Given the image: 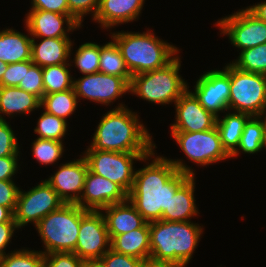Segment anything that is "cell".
<instances>
[{
  "label": "cell",
  "mask_w": 266,
  "mask_h": 267,
  "mask_svg": "<svg viewBox=\"0 0 266 267\" xmlns=\"http://www.w3.org/2000/svg\"><path fill=\"white\" fill-rule=\"evenodd\" d=\"M19 190L20 187L16 186L14 181H0V205L14 213Z\"/></svg>",
  "instance_id": "41"
},
{
  "label": "cell",
  "mask_w": 266,
  "mask_h": 267,
  "mask_svg": "<svg viewBox=\"0 0 266 267\" xmlns=\"http://www.w3.org/2000/svg\"><path fill=\"white\" fill-rule=\"evenodd\" d=\"M263 149H266V133H265V138H264V143H263Z\"/></svg>",
  "instance_id": "51"
},
{
  "label": "cell",
  "mask_w": 266,
  "mask_h": 267,
  "mask_svg": "<svg viewBox=\"0 0 266 267\" xmlns=\"http://www.w3.org/2000/svg\"><path fill=\"white\" fill-rule=\"evenodd\" d=\"M32 38L31 61L42 68L46 66L71 64L69 59L73 41L70 38Z\"/></svg>",
  "instance_id": "21"
},
{
  "label": "cell",
  "mask_w": 266,
  "mask_h": 267,
  "mask_svg": "<svg viewBox=\"0 0 266 267\" xmlns=\"http://www.w3.org/2000/svg\"><path fill=\"white\" fill-rule=\"evenodd\" d=\"M195 176H191L175 193L171 196L169 207L162 213L161 220L169 222L191 221V217H196L199 210L195 203Z\"/></svg>",
  "instance_id": "22"
},
{
  "label": "cell",
  "mask_w": 266,
  "mask_h": 267,
  "mask_svg": "<svg viewBox=\"0 0 266 267\" xmlns=\"http://www.w3.org/2000/svg\"><path fill=\"white\" fill-rule=\"evenodd\" d=\"M64 201L58 193L44 180L29 191L19 190L14 220L18 228L28 223L34 226L46 215L59 209Z\"/></svg>",
  "instance_id": "9"
},
{
  "label": "cell",
  "mask_w": 266,
  "mask_h": 267,
  "mask_svg": "<svg viewBox=\"0 0 266 267\" xmlns=\"http://www.w3.org/2000/svg\"><path fill=\"white\" fill-rule=\"evenodd\" d=\"M24 76V62L7 65L0 86H18Z\"/></svg>",
  "instance_id": "42"
},
{
  "label": "cell",
  "mask_w": 266,
  "mask_h": 267,
  "mask_svg": "<svg viewBox=\"0 0 266 267\" xmlns=\"http://www.w3.org/2000/svg\"><path fill=\"white\" fill-rule=\"evenodd\" d=\"M24 21L32 38H70L69 33L83 26L73 15L39 9L29 10Z\"/></svg>",
  "instance_id": "16"
},
{
  "label": "cell",
  "mask_w": 266,
  "mask_h": 267,
  "mask_svg": "<svg viewBox=\"0 0 266 267\" xmlns=\"http://www.w3.org/2000/svg\"><path fill=\"white\" fill-rule=\"evenodd\" d=\"M18 87L41 100L45 95L42 67L35 65L31 60L24 61V76Z\"/></svg>",
  "instance_id": "36"
},
{
  "label": "cell",
  "mask_w": 266,
  "mask_h": 267,
  "mask_svg": "<svg viewBox=\"0 0 266 267\" xmlns=\"http://www.w3.org/2000/svg\"><path fill=\"white\" fill-rule=\"evenodd\" d=\"M68 121L55 115L43 112L38 121L34 133L38 134L37 138L49 139L63 142V137L67 133Z\"/></svg>",
  "instance_id": "32"
},
{
  "label": "cell",
  "mask_w": 266,
  "mask_h": 267,
  "mask_svg": "<svg viewBox=\"0 0 266 267\" xmlns=\"http://www.w3.org/2000/svg\"><path fill=\"white\" fill-rule=\"evenodd\" d=\"M0 267H44V254L29 248L14 250L0 259Z\"/></svg>",
  "instance_id": "35"
},
{
  "label": "cell",
  "mask_w": 266,
  "mask_h": 267,
  "mask_svg": "<svg viewBox=\"0 0 266 267\" xmlns=\"http://www.w3.org/2000/svg\"><path fill=\"white\" fill-rule=\"evenodd\" d=\"M100 0H68L69 12L82 24L87 14L95 18L99 9Z\"/></svg>",
  "instance_id": "40"
},
{
  "label": "cell",
  "mask_w": 266,
  "mask_h": 267,
  "mask_svg": "<svg viewBox=\"0 0 266 267\" xmlns=\"http://www.w3.org/2000/svg\"><path fill=\"white\" fill-rule=\"evenodd\" d=\"M138 118L137 112L119 103L104 114L86 150L151 153L156 144Z\"/></svg>",
  "instance_id": "2"
},
{
  "label": "cell",
  "mask_w": 266,
  "mask_h": 267,
  "mask_svg": "<svg viewBox=\"0 0 266 267\" xmlns=\"http://www.w3.org/2000/svg\"><path fill=\"white\" fill-rule=\"evenodd\" d=\"M181 58L176 56L166 66L132 76L130 94L151 103L166 105L174 103L189 88L179 70Z\"/></svg>",
  "instance_id": "6"
},
{
  "label": "cell",
  "mask_w": 266,
  "mask_h": 267,
  "mask_svg": "<svg viewBox=\"0 0 266 267\" xmlns=\"http://www.w3.org/2000/svg\"><path fill=\"white\" fill-rule=\"evenodd\" d=\"M73 88L78 100L88 99L106 106L123 94L130 93V84L124 78L101 72L86 74L78 79L74 77Z\"/></svg>",
  "instance_id": "13"
},
{
  "label": "cell",
  "mask_w": 266,
  "mask_h": 267,
  "mask_svg": "<svg viewBox=\"0 0 266 267\" xmlns=\"http://www.w3.org/2000/svg\"><path fill=\"white\" fill-rule=\"evenodd\" d=\"M7 65H8L7 63H4L3 61L0 60V82L2 80L4 72L6 71Z\"/></svg>",
  "instance_id": "50"
},
{
  "label": "cell",
  "mask_w": 266,
  "mask_h": 267,
  "mask_svg": "<svg viewBox=\"0 0 266 267\" xmlns=\"http://www.w3.org/2000/svg\"><path fill=\"white\" fill-rule=\"evenodd\" d=\"M83 261L73 252H52L44 255V267H81Z\"/></svg>",
  "instance_id": "39"
},
{
  "label": "cell",
  "mask_w": 266,
  "mask_h": 267,
  "mask_svg": "<svg viewBox=\"0 0 266 267\" xmlns=\"http://www.w3.org/2000/svg\"><path fill=\"white\" fill-rule=\"evenodd\" d=\"M32 8L59 14L72 15L69 12L68 0H31Z\"/></svg>",
  "instance_id": "43"
},
{
  "label": "cell",
  "mask_w": 266,
  "mask_h": 267,
  "mask_svg": "<svg viewBox=\"0 0 266 267\" xmlns=\"http://www.w3.org/2000/svg\"><path fill=\"white\" fill-rule=\"evenodd\" d=\"M188 160L202 166L231 158L223 148L216 127L200 132H171Z\"/></svg>",
  "instance_id": "10"
},
{
  "label": "cell",
  "mask_w": 266,
  "mask_h": 267,
  "mask_svg": "<svg viewBox=\"0 0 266 267\" xmlns=\"http://www.w3.org/2000/svg\"><path fill=\"white\" fill-rule=\"evenodd\" d=\"M175 122L171 132H200L216 127L217 116L207 111L189 88L175 102Z\"/></svg>",
  "instance_id": "15"
},
{
  "label": "cell",
  "mask_w": 266,
  "mask_h": 267,
  "mask_svg": "<svg viewBox=\"0 0 266 267\" xmlns=\"http://www.w3.org/2000/svg\"><path fill=\"white\" fill-rule=\"evenodd\" d=\"M41 100L18 86H0V120L4 115L28 114L40 107ZM3 114V117H2Z\"/></svg>",
  "instance_id": "23"
},
{
  "label": "cell",
  "mask_w": 266,
  "mask_h": 267,
  "mask_svg": "<svg viewBox=\"0 0 266 267\" xmlns=\"http://www.w3.org/2000/svg\"><path fill=\"white\" fill-rule=\"evenodd\" d=\"M78 97L74 88L57 93L46 94L42 97L40 107L45 112L63 118L67 121L78 106Z\"/></svg>",
  "instance_id": "29"
},
{
  "label": "cell",
  "mask_w": 266,
  "mask_h": 267,
  "mask_svg": "<svg viewBox=\"0 0 266 267\" xmlns=\"http://www.w3.org/2000/svg\"><path fill=\"white\" fill-rule=\"evenodd\" d=\"M99 261L104 267H142L145 260L115 252L110 248Z\"/></svg>",
  "instance_id": "38"
},
{
  "label": "cell",
  "mask_w": 266,
  "mask_h": 267,
  "mask_svg": "<svg viewBox=\"0 0 266 267\" xmlns=\"http://www.w3.org/2000/svg\"><path fill=\"white\" fill-rule=\"evenodd\" d=\"M142 267H177L169 263L154 262L151 260H146L143 262Z\"/></svg>",
  "instance_id": "48"
},
{
  "label": "cell",
  "mask_w": 266,
  "mask_h": 267,
  "mask_svg": "<svg viewBox=\"0 0 266 267\" xmlns=\"http://www.w3.org/2000/svg\"><path fill=\"white\" fill-rule=\"evenodd\" d=\"M110 34L132 76L166 66L180 51L173 44L156 37L149 29L142 33L116 31Z\"/></svg>",
  "instance_id": "4"
},
{
  "label": "cell",
  "mask_w": 266,
  "mask_h": 267,
  "mask_svg": "<svg viewBox=\"0 0 266 267\" xmlns=\"http://www.w3.org/2000/svg\"><path fill=\"white\" fill-rule=\"evenodd\" d=\"M11 125L6 120H0V158L5 156H20V148Z\"/></svg>",
  "instance_id": "37"
},
{
  "label": "cell",
  "mask_w": 266,
  "mask_h": 267,
  "mask_svg": "<svg viewBox=\"0 0 266 267\" xmlns=\"http://www.w3.org/2000/svg\"><path fill=\"white\" fill-rule=\"evenodd\" d=\"M228 109L250 116L266 115V75L240 70L230 62Z\"/></svg>",
  "instance_id": "7"
},
{
  "label": "cell",
  "mask_w": 266,
  "mask_h": 267,
  "mask_svg": "<svg viewBox=\"0 0 266 267\" xmlns=\"http://www.w3.org/2000/svg\"><path fill=\"white\" fill-rule=\"evenodd\" d=\"M145 0H100L94 22L103 29L136 21L141 16Z\"/></svg>",
  "instance_id": "19"
},
{
  "label": "cell",
  "mask_w": 266,
  "mask_h": 267,
  "mask_svg": "<svg viewBox=\"0 0 266 267\" xmlns=\"http://www.w3.org/2000/svg\"><path fill=\"white\" fill-rule=\"evenodd\" d=\"M88 164L84 156L60 164L54 175L45 181L58 193L64 203H77L83 193Z\"/></svg>",
  "instance_id": "18"
},
{
  "label": "cell",
  "mask_w": 266,
  "mask_h": 267,
  "mask_svg": "<svg viewBox=\"0 0 266 267\" xmlns=\"http://www.w3.org/2000/svg\"><path fill=\"white\" fill-rule=\"evenodd\" d=\"M74 55L73 61L69 62L74 63L83 75L99 72L100 44L85 42L79 46Z\"/></svg>",
  "instance_id": "33"
},
{
  "label": "cell",
  "mask_w": 266,
  "mask_h": 267,
  "mask_svg": "<svg viewBox=\"0 0 266 267\" xmlns=\"http://www.w3.org/2000/svg\"><path fill=\"white\" fill-rule=\"evenodd\" d=\"M232 64L243 71L266 75V43L240 51Z\"/></svg>",
  "instance_id": "31"
},
{
  "label": "cell",
  "mask_w": 266,
  "mask_h": 267,
  "mask_svg": "<svg viewBox=\"0 0 266 267\" xmlns=\"http://www.w3.org/2000/svg\"><path fill=\"white\" fill-rule=\"evenodd\" d=\"M202 233L203 226L191 221L149 222V260L186 267L197 249Z\"/></svg>",
  "instance_id": "3"
},
{
  "label": "cell",
  "mask_w": 266,
  "mask_h": 267,
  "mask_svg": "<svg viewBox=\"0 0 266 267\" xmlns=\"http://www.w3.org/2000/svg\"><path fill=\"white\" fill-rule=\"evenodd\" d=\"M253 14H255L260 20L266 22V1L257 3L253 6L247 7Z\"/></svg>",
  "instance_id": "46"
},
{
  "label": "cell",
  "mask_w": 266,
  "mask_h": 267,
  "mask_svg": "<svg viewBox=\"0 0 266 267\" xmlns=\"http://www.w3.org/2000/svg\"><path fill=\"white\" fill-rule=\"evenodd\" d=\"M69 66L72 64H59L42 68L45 95L73 88L74 77L70 73Z\"/></svg>",
  "instance_id": "30"
},
{
  "label": "cell",
  "mask_w": 266,
  "mask_h": 267,
  "mask_svg": "<svg viewBox=\"0 0 266 267\" xmlns=\"http://www.w3.org/2000/svg\"><path fill=\"white\" fill-rule=\"evenodd\" d=\"M16 229H19L16 222L0 223V259L6 255V247L12 241Z\"/></svg>",
  "instance_id": "45"
},
{
  "label": "cell",
  "mask_w": 266,
  "mask_h": 267,
  "mask_svg": "<svg viewBox=\"0 0 266 267\" xmlns=\"http://www.w3.org/2000/svg\"><path fill=\"white\" fill-rule=\"evenodd\" d=\"M143 168L136 169L128 200L147 221L161 220L171 196L191 177L194 170L181 159L155 156Z\"/></svg>",
  "instance_id": "1"
},
{
  "label": "cell",
  "mask_w": 266,
  "mask_h": 267,
  "mask_svg": "<svg viewBox=\"0 0 266 267\" xmlns=\"http://www.w3.org/2000/svg\"><path fill=\"white\" fill-rule=\"evenodd\" d=\"M15 222L14 213L7 207L0 205V223Z\"/></svg>",
  "instance_id": "47"
},
{
  "label": "cell",
  "mask_w": 266,
  "mask_h": 267,
  "mask_svg": "<svg viewBox=\"0 0 266 267\" xmlns=\"http://www.w3.org/2000/svg\"><path fill=\"white\" fill-rule=\"evenodd\" d=\"M81 267H104L100 261H84Z\"/></svg>",
  "instance_id": "49"
},
{
  "label": "cell",
  "mask_w": 266,
  "mask_h": 267,
  "mask_svg": "<svg viewBox=\"0 0 266 267\" xmlns=\"http://www.w3.org/2000/svg\"><path fill=\"white\" fill-rule=\"evenodd\" d=\"M111 249L115 252L141 260L150 258L149 222L127 233L116 235L111 240Z\"/></svg>",
  "instance_id": "24"
},
{
  "label": "cell",
  "mask_w": 266,
  "mask_h": 267,
  "mask_svg": "<svg viewBox=\"0 0 266 267\" xmlns=\"http://www.w3.org/2000/svg\"><path fill=\"white\" fill-rule=\"evenodd\" d=\"M265 133L266 115L251 116L245 123L237 149L230 155V157H237L240 152L245 154H254L262 151Z\"/></svg>",
  "instance_id": "27"
},
{
  "label": "cell",
  "mask_w": 266,
  "mask_h": 267,
  "mask_svg": "<svg viewBox=\"0 0 266 267\" xmlns=\"http://www.w3.org/2000/svg\"><path fill=\"white\" fill-rule=\"evenodd\" d=\"M100 211L111 240L116 235L138 229L147 222L128 199L109 205Z\"/></svg>",
  "instance_id": "20"
},
{
  "label": "cell",
  "mask_w": 266,
  "mask_h": 267,
  "mask_svg": "<svg viewBox=\"0 0 266 267\" xmlns=\"http://www.w3.org/2000/svg\"><path fill=\"white\" fill-rule=\"evenodd\" d=\"M199 103L215 116L228 111L230 98V63L223 70H210L199 77L194 85Z\"/></svg>",
  "instance_id": "14"
},
{
  "label": "cell",
  "mask_w": 266,
  "mask_h": 267,
  "mask_svg": "<svg viewBox=\"0 0 266 267\" xmlns=\"http://www.w3.org/2000/svg\"><path fill=\"white\" fill-rule=\"evenodd\" d=\"M111 248V239L101 211L89 210L80 221L75 253L83 262L99 261Z\"/></svg>",
  "instance_id": "12"
},
{
  "label": "cell",
  "mask_w": 266,
  "mask_h": 267,
  "mask_svg": "<svg viewBox=\"0 0 266 267\" xmlns=\"http://www.w3.org/2000/svg\"><path fill=\"white\" fill-rule=\"evenodd\" d=\"M128 199V193L117 183L92 173L89 169L85 177L83 193L76 203L81 208L92 211Z\"/></svg>",
  "instance_id": "17"
},
{
  "label": "cell",
  "mask_w": 266,
  "mask_h": 267,
  "mask_svg": "<svg viewBox=\"0 0 266 267\" xmlns=\"http://www.w3.org/2000/svg\"><path fill=\"white\" fill-rule=\"evenodd\" d=\"M99 72L122 77L129 84L131 83L132 75L125 65L120 49L113 40L100 45Z\"/></svg>",
  "instance_id": "28"
},
{
  "label": "cell",
  "mask_w": 266,
  "mask_h": 267,
  "mask_svg": "<svg viewBox=\"0 0 266 267\" xmlns=\"http://www.w3.org/2000/svg\"><path fill=\"white\" fill-rule=\"evenodd\" d=\"M215 24L221 28L222 35H227L231 45L241 51L266 43V22L247 7L219 19Z\"/></svg>",
  "instance_id": "11"
},
{
  "label": "cell",
  "mask_w": 266,
  "mask_h": 267,
  "mask_svg": "<svg viewBox=\"0 0 266 267\" xmlns=\"http://www.w3.org/2000/svg\"><path fill=\"white\" fill-rule=\"evenodd\" d=\"M92 173L102 176L120 185L127 193L133 187L135 171L134 161H147L151 153L110 152L86 150L83 153Z\"/></svg>",
  "instance_id": "8"
},
{
  "label": "cell",
  "mask_w": 266,
  "mask_h": 267,
  "mask_svg": "<svg viewBox=\"0 0 266 267\" xmlns=\"http://www.w3.org/2000/svg\"><path fill=\"white\" fill-rule=\"evenodd\" d=\"M32 155L44 165L54 164L62 158L64 152L63 142L36 138L32 143Z\"/></svg>",
  "instance_id": "34"
},
{
  "label": "cell",
  "mask_w": 266,
  "mask_h": 267,
  "mask_svg": "<svg viewBox=\"0 0 266 267\" xmlns=\"http://www.w3.org/2000/svg\"><path fill=\"white\" fill-rule=\"evenodd\" d=\"M225 113L223 119L217 117L216 128L221 143L226 152L231 155L238 147L245 123L251 117L246 113L229 112Z\"/></svg>",
  "instance_id": "26"
},
{
  "label": "cell",
  "mask_w": 266,
  "mask_h": 267,
  "mask_svg": "<svg viewBox=\"0 0 266 267\" xmlns=\"http://www.w3.org/2000/svg\"><path fill=\"white\" fill-rule=\"evenodd\" d=\"M88 211L76 203H65L42 218L34 226L45 247V251L40 252L44 255L52 252H73L81 218Z\"/></svg>",
  "instance_id": "5"
},
{
  "label": "cell",
  "mask_w": 266,
  "mask_h": 267,
  "mask_svg": "<svg viewBox=\"0 0 266 267\" xmlns=\"http://www.w3.org/2000/svg\"><path fill=\"white\" fill-rule=\"evenodd\" d=\"M20 156H5L0 158V181H13L20 166ZM14 176V177H13Z\"/></svg>",
  "instance_id": "44"
},
{
  "label": "cell",
  "mask_w": 266,
  "mask_h": 267,
  "mask_svg": "<svg viewBox=\"0 0 266 267\" xmlns=\"http://www.w3.org/2000/svg\"><path fill=\"white\" fill-rule=\"evenodd\" d=\"M32 37L12 28L0 31V60L19 63L31 60Z\"/></svg>",
  "instance_id": "25"
}]
</instances>
